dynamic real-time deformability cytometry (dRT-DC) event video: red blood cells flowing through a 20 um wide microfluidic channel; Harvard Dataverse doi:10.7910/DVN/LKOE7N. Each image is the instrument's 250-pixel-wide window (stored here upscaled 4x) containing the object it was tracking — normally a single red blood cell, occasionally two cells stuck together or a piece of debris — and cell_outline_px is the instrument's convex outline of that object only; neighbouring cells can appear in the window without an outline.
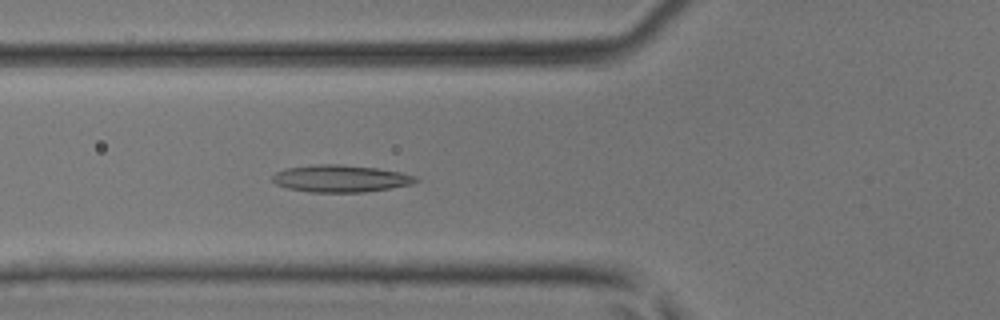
{"species": "common noctule bat (a hibernating species)", "species_latin": "Nyctalus noctula", "temperature_condition": "room temperature", "stored_images_in_passage": 49, "camera_frame_rate_fps": 3000, "um_per_image_px": 0.085, "animal": {"sex": "male", "body_mass_g": 17.9, "forearm_length_mm": 54.2}, "frame": {"image": 1, "passage_image": 18, "time_ms": 5.667, "image_size_px": [1000, 320], "cell_outline_px": [[420, 180], [412, 184], [364, 192], [312, 192], [288, 188], [276, 184], [272, 180], [272, 176], [276, 172], [288, 168], [316, 164], [340, 164], [376, 168], [400, 172], [416, 176]], "centroid_in_image_um": [28.96, 15.17], "position_along_channel_um": 96.8, "area_um2": 22.48}}
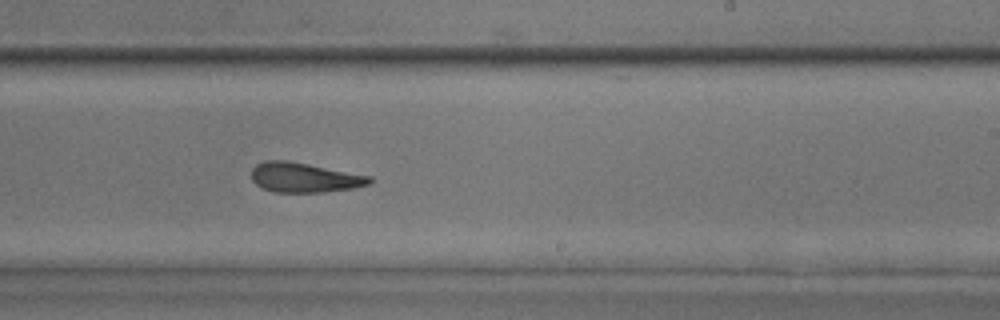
{"frame": {"image": 2, "passage_image": 30, "time_ms": 9.667, "image_size_px": [1000, 320], "cell_outline_px": [[372, 184], [352, 188], [324, 192], [276, 192], [264, 188], [256, 184], [252, 180], [252, 168], [256, 164], [264, 160], [288, 160], [372, 176]], "centroid_in_image_um": [25.89, 15.08], "position_along_channel_um": 263.1, "area_um2": 20.52}}
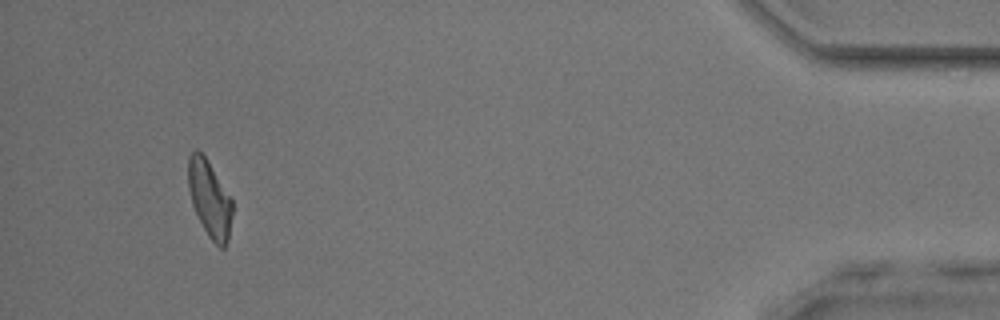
{"frame": {"image": 3, "passage_image": 46, "time_ms": 15.0, "image_size_px": [1000, 320], "cell_outline_px": [[232, 212], [228, 240], [224, 248], [220, 248], [208, 236], [192, 204], [188, 188], [188, 156], [196, 148], [204, 156], [232, 200]], "centroid_in_image_um": [17.8, 16.91], "position_along_channel_um": 417.4, "area_um2": 19.25}, "authors_computed_cell_mechanics": {"area_um2": 21.097, "velocity_mm_per_s": 4.169, "shape_relaxation_time_tau1_ms": 11.3641, "shape_relaxation_time_tau2_ms": 2.4861, "deformation_change_tau1": 0.2218, "deformation_change_tau2": 0.1137}}